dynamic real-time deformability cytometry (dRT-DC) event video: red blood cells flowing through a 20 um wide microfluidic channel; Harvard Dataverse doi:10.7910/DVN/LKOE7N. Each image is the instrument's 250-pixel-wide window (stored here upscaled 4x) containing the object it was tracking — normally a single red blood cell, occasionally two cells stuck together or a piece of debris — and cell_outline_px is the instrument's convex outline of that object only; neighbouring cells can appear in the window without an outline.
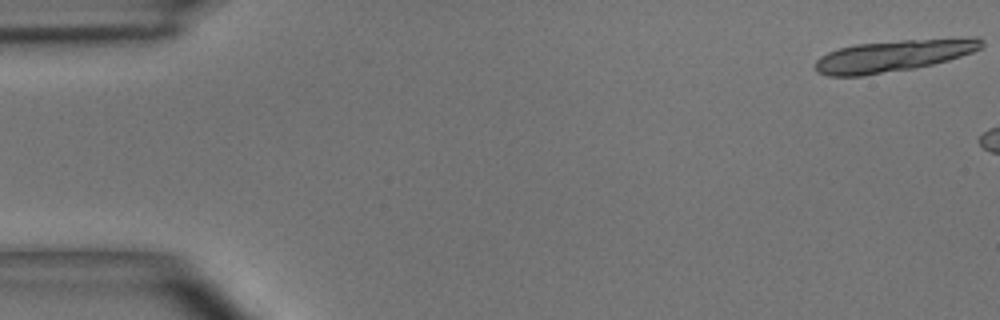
{"species": "common noctule bat (a hibernating species)", "species_latin": "Nyctalus noctula", "temperature_condition": "room temperature", "stored_images_in_passage": 6, "camera_frame_rate_fps": 3000, "um_per_image_px": 0.085, "animal": {"sex": "male", "body_mass_g": 15.6}, "frame": {"image": 1, "passage_image": 1, "time_ms": 0.0, "image_size_px": [1000, 320], "cell_outline_px": [[984, 44], [980, 48], [972, 52], [948, 60], [932, 64], [912, 68], [860, 76], [828, 76], [816, 72], [816, 60], [820, 56], [828, 52], [840, 48], [856, 44], [904, 40], [972, 36], [980, 36], [984, 40]], "centroid_in_image_um": [75.99, 4.72], "position_along_channel_um": 9.0, "area_um2": 30.81}}